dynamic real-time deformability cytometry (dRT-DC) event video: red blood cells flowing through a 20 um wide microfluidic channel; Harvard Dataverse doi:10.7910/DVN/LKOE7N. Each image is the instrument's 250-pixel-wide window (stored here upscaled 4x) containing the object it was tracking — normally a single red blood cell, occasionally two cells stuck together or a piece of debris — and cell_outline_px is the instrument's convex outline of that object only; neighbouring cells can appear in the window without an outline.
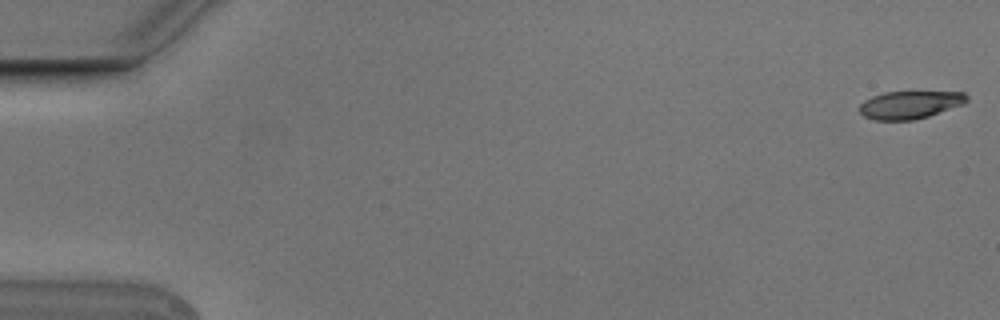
{"species": "Egyptian fruit bat (a non-hibernating species)", "species_latin": "Rousettus aegyptiacus", "temperature_condition": "cold", "stored_images_in_passage": 5, "camera_frame_rate_fps": 3000, "um_per_image_px": 0.085, "animal": {"sex": "male"}, "frame": {"image": 1, "passage_image": 1, "time_ms": 0.0, "image_size_px": [1000, 320], "cell_outline_px": [[968, 100], [964, 104], [928, 116], [912, 120], [872, 120], [864, 116], [860, 112], [860, 104], [864, 100], [872, 96], [884, 92], [964, 92], [968, 96]], "centroid_in_image_um": [77.33, 8.9], "position_along_channel_um": 7.7, "area_um2": 17.34}}
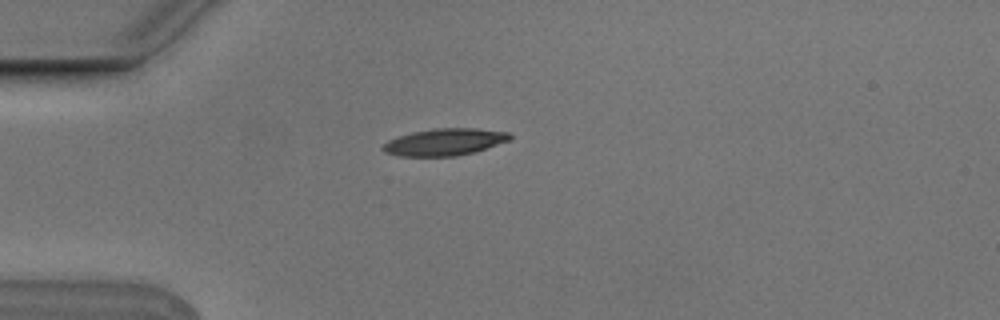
{"frame": {"image": 2, "passage_image": 5, "time_ms": 1.333, "image_size_px": [1000, 320], "cell_outline_px": [[512, 136], [508, 140], [476, 152], [456, 156], [400, 156], [384, 152], [380, 148], [388, 140], [412, 132], [432, 128], [476, 128], [508, 132]], "centroid_in_image_um": [37.77, 12.07], "position_along_channel_um": 47.2, "area_um2": 19.94}}